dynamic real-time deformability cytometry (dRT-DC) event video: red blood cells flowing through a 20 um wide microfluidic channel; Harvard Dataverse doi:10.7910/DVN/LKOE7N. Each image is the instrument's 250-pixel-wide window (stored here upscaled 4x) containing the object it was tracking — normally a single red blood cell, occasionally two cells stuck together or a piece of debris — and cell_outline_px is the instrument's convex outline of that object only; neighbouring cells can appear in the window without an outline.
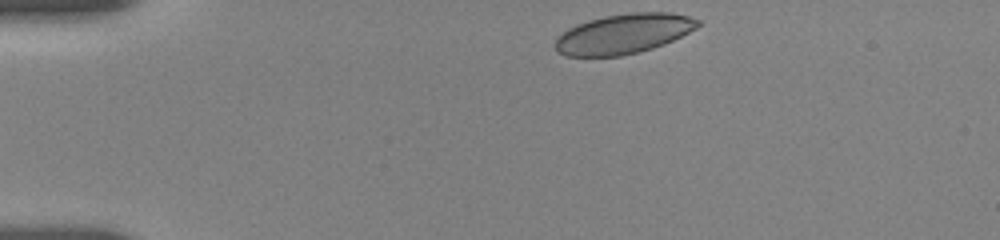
{"species": "human", "species_latin": "Homo sapiens", "temperature_condition": "room temperature", "stored_images_in_passage": 10, "camera_frame_rate_fps": 3000, "um_per_image_px": 0.085, "donor": {"sex": "female"}, "frame": {"image": 1, "passage_image": 1, "time_ms": 0.0, "image_size_px": [1000, 240], "cell_outline_px": [[700, 24], [696, 28], [664, 44], [652, 48], [620, 56], [568, 56], [556, 52], [556, 40], [568, 28], [576, 24], [588, 20], [604, 16], [628, 12], [668, 12], [688, 16], [700, 20]], "centroid_in_image_um": [53.0, 2.86], "position_along_channel_um": 32.0, "area_um2": 32.89}}
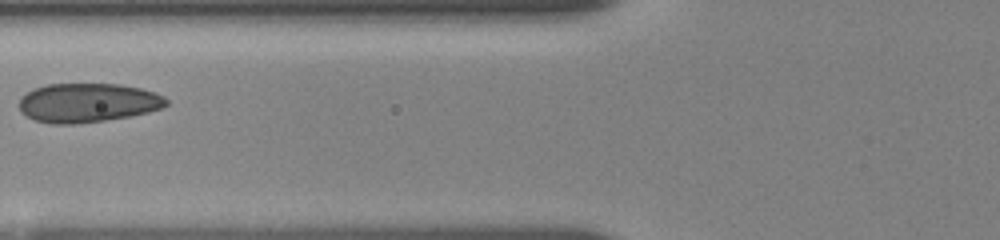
{"frame": {"image": 2, "passage_image": 6, "time_ms": 4.0, "image_size_px": [1000, 240], "cell_outline_px": [[168, 104], [164, 108], [148, 112], [128, 116], [104, 120], [76, 124], [52, 124], [36, 120], [28, 116], [20, 108], [20, 100], [32, 88], [48, 84], [120, 84], [140, 88], [164, 96], [168, 100]], "centroid_in_image_um": [7.49, 8.73], "position_along_channel_um": 118.3, "area_um2": 33.29}}
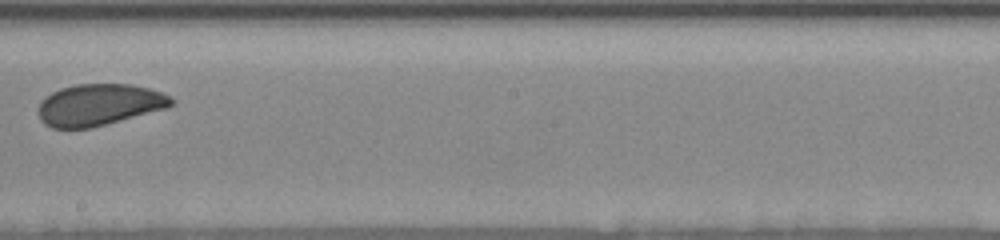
{"frame": {"image": 3, "passage_image": 10, "time_ms": 7.333, "image_size_px": [1000, 240], "cell_outline_px": [[176, 100], [168, 108], [92, 128], [52, 128], [44, 124], [40, 120], [40, 104], [52, 92], [60, 88], [76, 84], [132, 84], [148, 88], [160, 92]], "centroid_in_image_um": [8.46, 8.91], "position_along_channel_um": 239.7, "area_um2": 32.14}}